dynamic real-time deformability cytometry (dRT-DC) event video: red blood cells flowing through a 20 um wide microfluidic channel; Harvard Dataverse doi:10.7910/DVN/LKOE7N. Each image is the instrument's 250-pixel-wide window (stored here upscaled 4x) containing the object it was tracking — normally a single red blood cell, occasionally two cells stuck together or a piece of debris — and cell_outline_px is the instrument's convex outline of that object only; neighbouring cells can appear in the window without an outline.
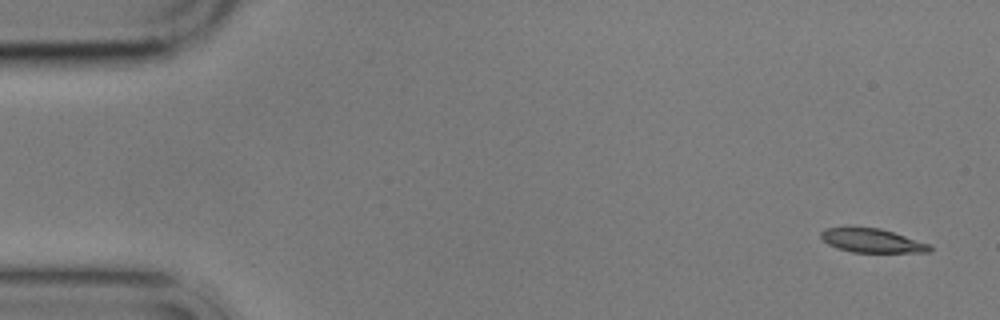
{"species": "common noctule bat (a hibernating species)", "species_latin": "Nyctalus noctula", "temperature_condition": "cold", "stored_images_in_passage": 5, "camera_frame_rate_fps": 3000, "um_per_image_px": 0.085, "animal": {"sex": "male", "body_mass_g": 17.9}, "frame": {"image": 1, "passage_image": 1, "time_ms": 0.0, "image_size_px": [1000, 320], "cell_outline_px": [[932, 248], [928, 252], [852, 252], [828, 244], [820, 236], [820, 232], [824, 228], [880, 228], [928, 244]], "centroid_in_image_um": [74.09, 20.46], "position_along_channel_um": 10.9, "area_um2": 14.62}}
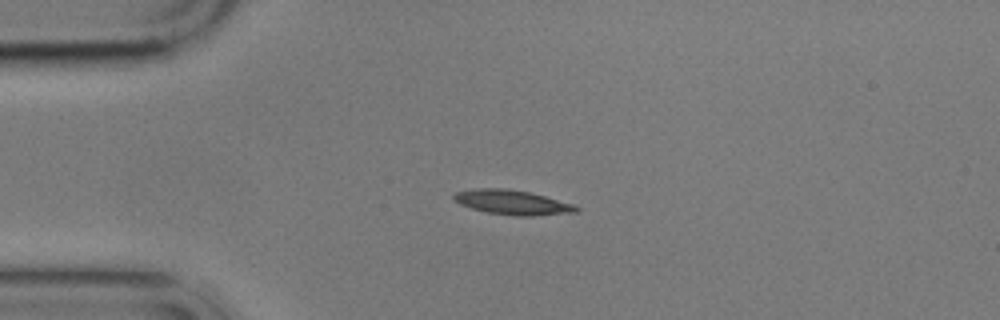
{"frame": {"image": 2, "passage_image": 4, "time_ms": 3.667, "image_size_px": [1000, 320], "cell_outline_px": [[580, 208], [576, 212], [532, 216], [516, 216], [488, 212], [472, 208], [460, 204], [452, 200], [452, 196], [456, 192], [476, 188], [508, 188], [528, 192], [544, 196], [572, 204]], "centroid_in_image_um": [43.51, 17.19], "position_along_channel_um": 41.5, "area_um2": 17.4}}